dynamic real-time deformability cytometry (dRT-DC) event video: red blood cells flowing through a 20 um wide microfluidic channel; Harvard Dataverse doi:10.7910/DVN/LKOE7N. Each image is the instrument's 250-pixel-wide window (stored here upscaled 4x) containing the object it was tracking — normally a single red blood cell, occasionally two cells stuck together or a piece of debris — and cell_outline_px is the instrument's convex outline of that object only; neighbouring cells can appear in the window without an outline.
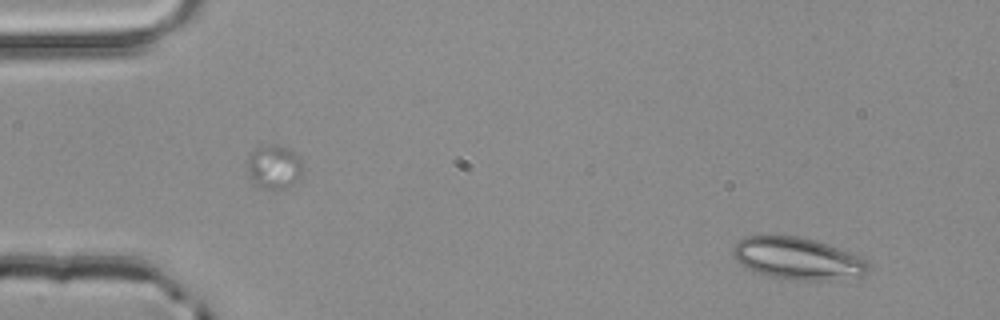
{"species": "common noctule bat (a hibernating species)", "species_latin": "Nyctalus noctula", "temperature_condition": "room temperature", "stored_images_in_passage": 4, "segment_of_instrument_passage": [2, 2], "camera_frame_rate_fps": 3000, "um_per_image_px": 0.085, "animal": {"sex": "male", "body_mass_g": 20.4}, "frame": {"image": 1, "passage_image": 4, "time_ms": 1.0, "image_size_px": [1000, 320], "cell_outline_px": [[868, 272], [864, 276], [828, 280], [788, 280], [768, 276], [756, 272], [740, 264], [732, 256], [732, 248], [736, 240], [744, 236], [796, 236], [816, 240], [864, 256], [868, 260]], "centroid_in_image_um": [67.81, 21.97], "position_along_channel_um": 17.2, "area_um2": 33.76}}